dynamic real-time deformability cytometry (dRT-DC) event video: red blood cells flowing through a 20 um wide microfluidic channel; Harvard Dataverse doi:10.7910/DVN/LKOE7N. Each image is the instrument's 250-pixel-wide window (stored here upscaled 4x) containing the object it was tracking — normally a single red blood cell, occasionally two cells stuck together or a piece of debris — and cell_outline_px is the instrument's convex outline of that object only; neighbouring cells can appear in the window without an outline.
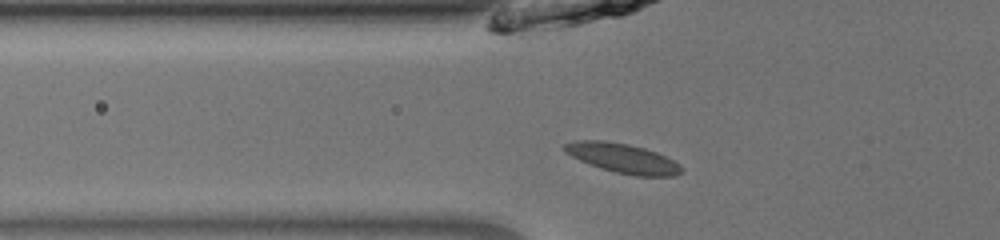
{"species": "common noctule bat (a hibernating species)", "species_latin": "Nyctalus noctula", "temperature_condition": "room temperature", "stored_images_in_passage": 24, "camera_frame_rate_fps": 3000, "um_per_image_px": 0.085, "animal": {"sex": "male", "body_mass_g": 13.0, "forearm_length_mm": 53.1}, "frame": {"image": 1, "passage_image": 4, "time_ms": 1.0, "image_size_px": [1000, 240], "cell_outline_px": [[684, 172], [672, 176], [636, 176], [616, 172], [600, 168], [580, 160], [564, 152], [560, 148], [564, 144], [576, 140], [600, 140], [628, 144], [644, 148], [656, 152], [680, 164], [684, 168]], "centroid_in_image_um": [52.92, 13.45], "position_along_channel_um": 72.9, "area_um2": 20.11}}
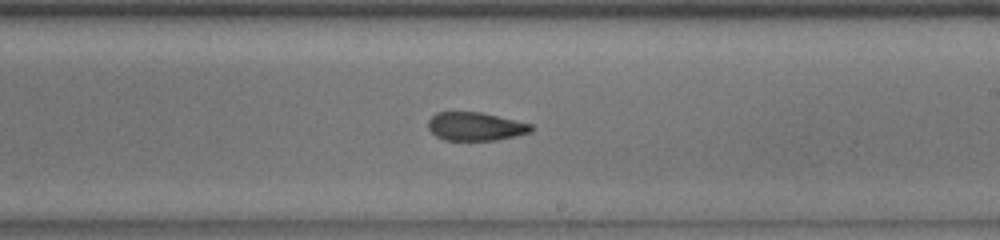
{"frame": {"image": 2, "passage_image": 17, "time_ms": 5.333, "image_size_px": [1000, 240], "cell_outline_px": [[536, 128], [532, 132], [516, 136], [496, 140], [444, 140], [436, 136], [428, 128], [428, 120], [436, 112], [480, 112], [532, 124]], "centroid_in_image_um": [40.44, 10.75], "position_along_channel_um": 248.6, "area_um2": 17.11}}
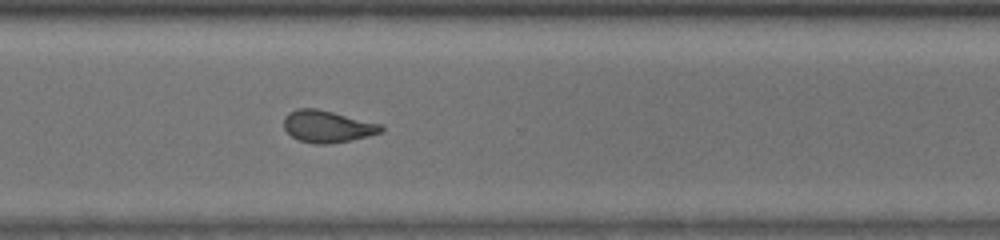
{"frame": {"image": 3, "passage_image": 24, "time_ms": 7.667, "image_size_px": [1000, 240], "cell_outline_px": [[384, 128], [380, 132], [368, 136], [328, 144], [312, 144], [300, 140], [292, 136], [284, 128], [284, 116], [288, 112], [296, 108], [316, 108], [380, 124]], "centroid_in_image_um": [27.77, 10.74], "position_along_channel_um": 342.8, "area_um2": 17.86}}